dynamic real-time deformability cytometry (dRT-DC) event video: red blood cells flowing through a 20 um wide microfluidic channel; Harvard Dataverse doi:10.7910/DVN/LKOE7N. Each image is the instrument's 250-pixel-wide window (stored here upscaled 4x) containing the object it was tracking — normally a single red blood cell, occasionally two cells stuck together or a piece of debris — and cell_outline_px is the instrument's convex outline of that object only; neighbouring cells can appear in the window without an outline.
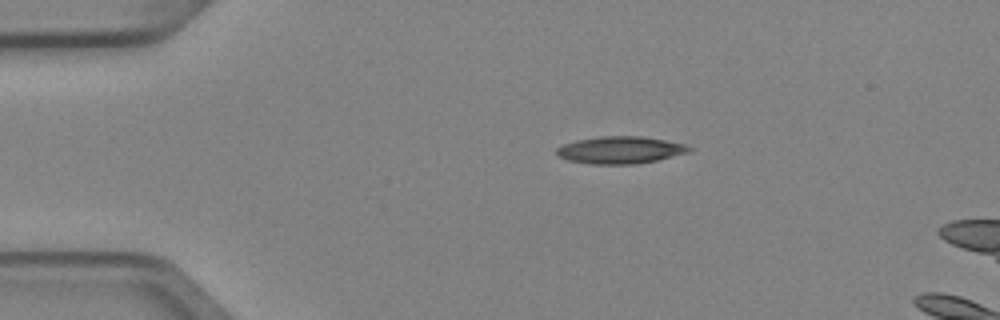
{"species": "Egyptian fruit bat (a non-hibernating species)", "species_latin": "Rousettus aegyptiacus", "temperature_condition": "cold", "stored_images_in_passage": 3, "camera_frame_rate_fps": 3000, "um_per_image_px": 0.085, "animal": {"sex": "female"}, "frame": {"image": 1, "passage_image": 1, "time_ms": 0.0, "image_size_px": [1000, 320], "cell_outline_px": [[692, 148], [688, 152], [656, 160], [636, 164], [592, 164], [568, 160], [560, 156], [556, 152], [556, 148], [564, 144], [576, 140], [600, 136], [640, 136], [664, 140], [684, 144]], "centroid_in_image_um": [52.7, 12.75], "position_along_channel_um": 32.3, "area_um2": 20.75}}